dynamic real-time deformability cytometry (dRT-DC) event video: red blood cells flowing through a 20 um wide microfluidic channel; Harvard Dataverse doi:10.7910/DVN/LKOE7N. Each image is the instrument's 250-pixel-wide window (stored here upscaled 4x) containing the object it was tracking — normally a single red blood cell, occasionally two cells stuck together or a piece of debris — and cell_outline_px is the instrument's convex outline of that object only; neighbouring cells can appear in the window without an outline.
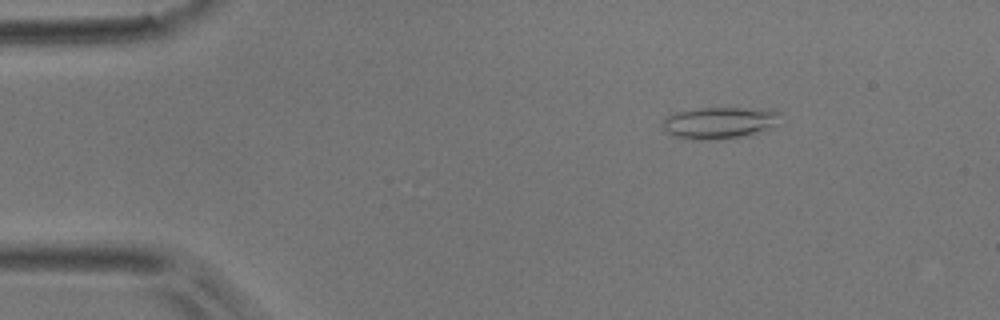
{"species": "common noctule bat (a hibernating species)", "species_latin": "Nyctalus noctula", "temperature_condition": "room temperature", "stored_images_in_passage": 53, "camera_frame_rate_fps": 3000, "um_per_image_px": 0.085, "animal": {"sex": "male", "body_mass_g": 17.9}, "frame": {"image": 1, "passage_image": 8, "time_ms": 2.333, "image_size_px": [1000, 320], "cell_outline_px": [[780, 112], [776, 124], [760, 132], [748, 136], [720, 140], [696, 140], [676, 136], [668, 132], [664, 128], [664, 120], [668, 116], [676, 112], [700, 108], [772, 108]], "centroid_in_image_um": [61.22, 10.44], "position_along_channel_um": 23.8, "area_um2": 21.85}}
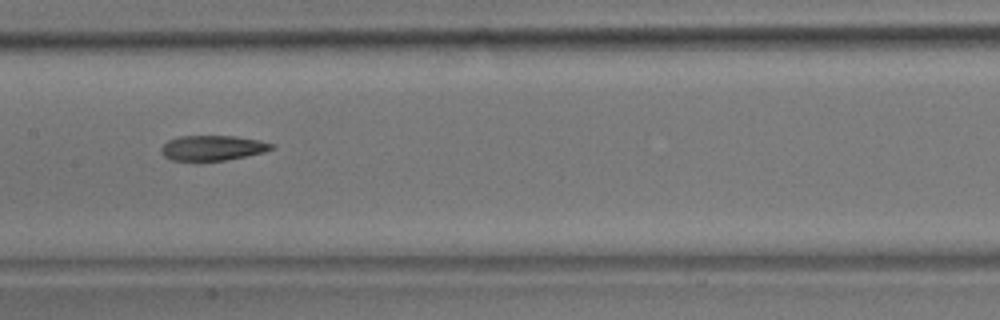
{"frame": {"image": 2, "passage_image": 26, "time_ms": 8.333, "image_size_px": [1000, 320], "cell_outline_px": [[276, 148], [264, 152], [224, 160], [172, 160], [164, 156], [160, 152], [160, 148], [168, 140], [180, 136], [236, 136], [260, 140], [272, 144]], "centroid_in_image_um": [18.07, 12.56], "position_along_channel_um": 189.3, "area_um2": 16.01}}
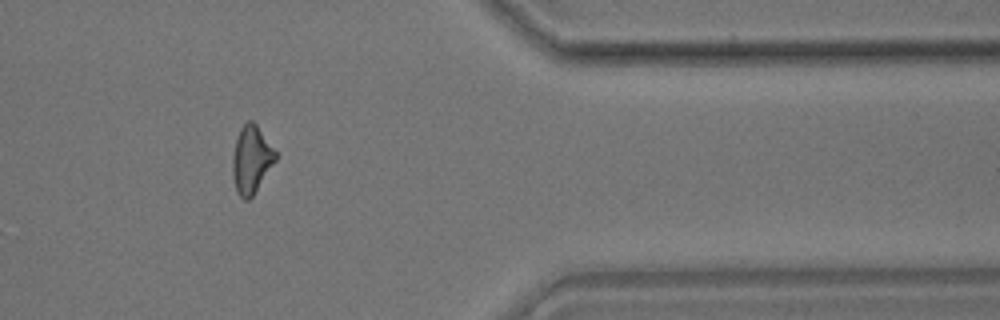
{"frame": {"image": 3, "passage_image": 43, "time_ms": 14.0, "image_size_px": [1000, 320], "cell_outline_px": [[276, 160], [252, 196], [248, 200], [244, 200], [236, 192], [232, 172], [232, 156], [236, 140], [240, 128], [248, 120], [252, 120], [256, 124], [276, 152]], "centroid_in_image_um": [21.34, 13.56], "position_along_channel_um": 390.1, "area_um2": 16.7}}